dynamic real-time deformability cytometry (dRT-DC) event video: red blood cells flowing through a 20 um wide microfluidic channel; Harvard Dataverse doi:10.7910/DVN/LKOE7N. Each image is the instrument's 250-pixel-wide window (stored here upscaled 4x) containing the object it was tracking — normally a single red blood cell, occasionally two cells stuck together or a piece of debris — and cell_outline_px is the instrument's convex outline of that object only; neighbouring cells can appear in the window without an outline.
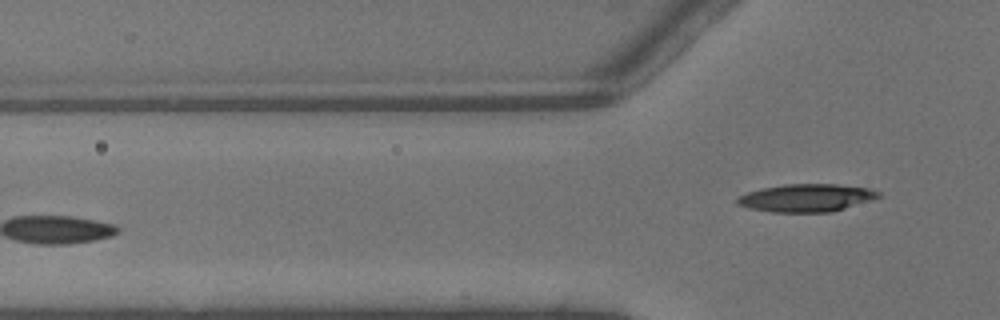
{"species": "common noctule bat (a hibernating species)", "species_latin": "Nyctalus noctula", "temperature_condition": "warm", "stored_images_in_passage": 2, "camera_frame_rate_fps": 3000, "um_per_image_px": 0.085, "animal": {"sex": "male", "body_mass_g": 13.3}, "frame": {"image": 1, "passage_image": 2, "time_ms": 0.333, "image_size_px": [1000, 320], "cell_outline_px": [[880, 196], [872, 200], [832, 212], [772, 212], [748, 208], [736, 204], [736, 200], [740, 196], [748, 192], [760, 188], [784, 184], [836, 184], [868, 188], [880, 192]], "centroid_in_image_um": [68.53, 16.82], "position_along_channel_um": 57.3, "area_um2": 22.89}}